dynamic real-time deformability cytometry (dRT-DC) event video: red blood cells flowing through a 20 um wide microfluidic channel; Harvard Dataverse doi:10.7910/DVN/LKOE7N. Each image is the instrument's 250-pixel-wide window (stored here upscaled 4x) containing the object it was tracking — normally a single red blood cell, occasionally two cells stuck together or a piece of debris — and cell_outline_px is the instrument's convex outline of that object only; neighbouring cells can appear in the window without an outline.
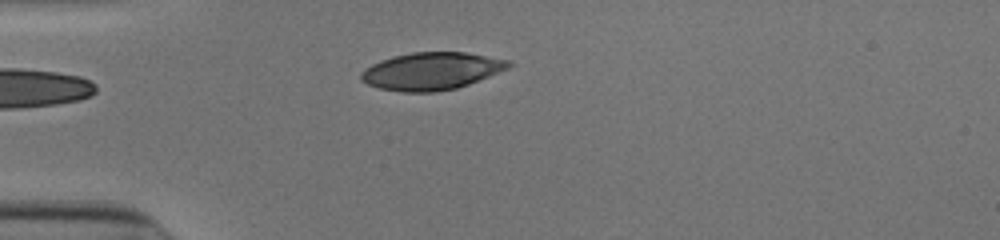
{"species": "human", "species_latin": "Homo sapiens", "temperature_condition": "cold", "stored_images_in_passage": 29, "camera_frame_rate_fps": 3000, "um_per_image_px": 0.085, "donor": {"sex": "male"}, "frame": {"image": 1, "passage_image": 1, "time_ms": 0.0, "image_size_px": [1000, 240], "cell_outline_px": [[512, 64], [508, 68], [468, 84], [456, 88], [436, 92], [400, 92], [380, 88], [368, 84], [360, 80], [360, 72], [372, 64], [380, 60], [392, 56], [412, 52], [464, 52], [512, 60]], "centroid_in_image_um": [36.65, 6.04], "position_along_channel_um": 48.3, "area_um2": 32.19}}
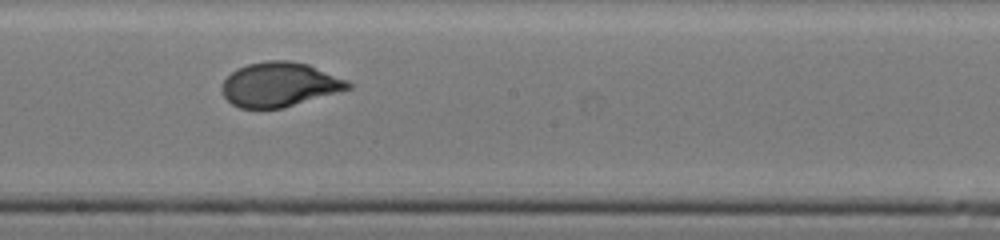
{"frame": {"image": 2, "passage_image": 16, "time_ms": 5.0, "image_size_px": [1000, 240], "cell_outline_px": [[352, 88], [284, 108], [240, 108], [232, 104], [224, 96], [220, 88], [224, 80], [236, 68], [248, 64], [268, 60], [292, 60], [308, 64], [348, 80], [352, 84]], "centroid_in_image_um": [23.77, 7.18], "position_along_channel_um": 224.4, "area_um2": 32.77}}
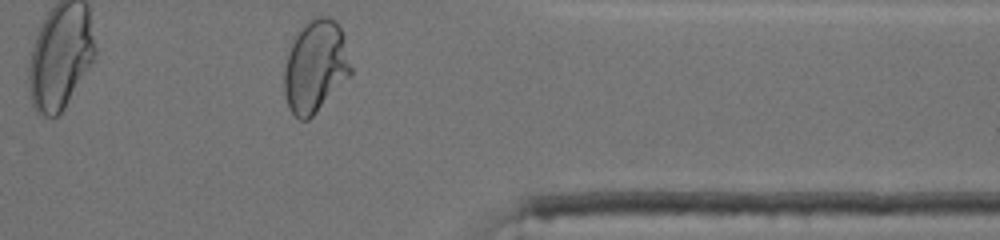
{"frame": {"image": 3, "passage_image": 29, "time_ms": 9.333, "image_size_px": [1000, 240], "cell_outline_px": [[352, 76], [308, 120], [300, 120], [288, 108], [284, 92], [284, 68], [288, 52], [300, 28], [312, 16], [328, 16], [336, 20], [344, 36], [352, 68]], "centroid_in_image_um": [26.83, 5.64], "position_along_channel_um": 384.6, "area_um2": 36.24}, "authors_computed_cell_mechanics": {"area_um2": 32.5992, "velocity_mm_per_s": 3.9085, "shape_relaxation_time_tau1_ms": 5.2363, "shape_relaxation_time_tau2_ms": null, "deformation_change_tau1": 0.2189, "deformation_change_tau2": null}}